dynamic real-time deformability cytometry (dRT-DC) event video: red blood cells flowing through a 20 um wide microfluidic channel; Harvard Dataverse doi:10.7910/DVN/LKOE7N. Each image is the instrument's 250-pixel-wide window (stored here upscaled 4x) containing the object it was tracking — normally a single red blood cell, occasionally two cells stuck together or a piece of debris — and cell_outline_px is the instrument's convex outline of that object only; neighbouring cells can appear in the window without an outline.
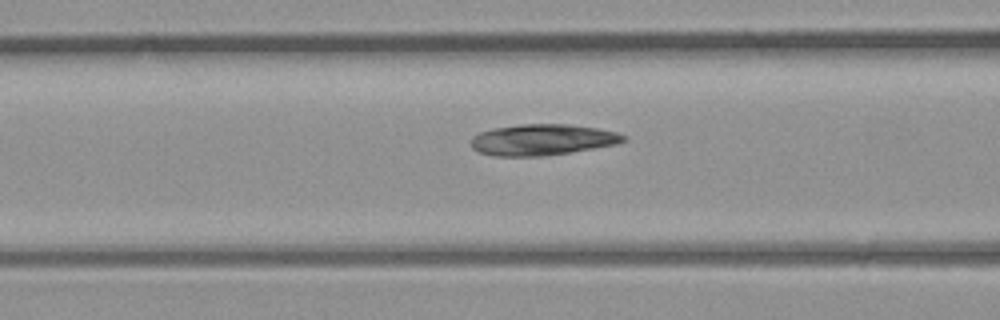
{"species": "common noctule bat (a hibernating species)", "species_latin": "Nyctalus noctula", "temperature_condition": "room temperature", "stored_images_in_passage": 20, "camera_frame_rate_fps": 3000, "um_per_image_px": 0.085, "animal": {"sex": "male", "body_mass_g": 23.1, "forearm_length_mm": 52.7}, "frame": {"image": 1, "passage_image": 4, "time_ms": 1.0, "image_size_px": [1000, 320], "cell_outline_px": [[628, 140], [616, 144], [572, 152], [544, 156], [492, 156], [480, 152], [472, 148], [472, 136], [480, 132], [496, 128], [520, 124], [568, 124], [596, 128], [616, 132], [624, 136]], "centroid_in_image_um": [46.1, 11.88], "position_along_channel_um": 120.5, "area_um2": 27.51}}
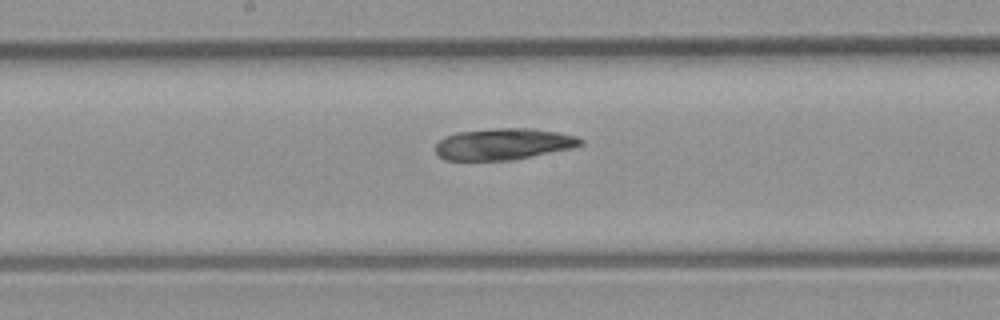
{"frame": {"image": 2, "passage_image": 9, "time_ms": 2.667, "image_size_px": [1000, 320], "cell_outline_px": [[584, 144], [572, 148], [512, 160], [444, 160], [436, 152], [436, 144], [444, 136], [456, 132], [492, 128], [532, 128], [556, 132], [576, 136], [584, 140]], "centroid_in_image_um": [42.79, 12.24], "position_along_channel_um": 205.4, "area_um2": 26.65}}
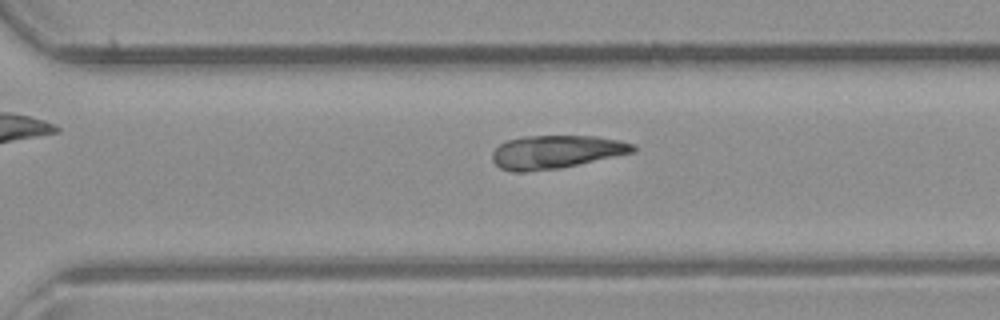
{"frame": {"image": 3, "passage_image": 16, "time_ms": 5.0, "image_size_px": [1000, 320], "cell_outline_px": [[636, 152], [560, 168], [524, 172], [512, 172], [500, 168], [492, 160], [492, 152], [500, 144], [508, 140], [524, 136], [596, 136], [620, 140], [636, 144]], "centroid_in_image_um": [47.29, 12.91], "position_along_channel_um": 323.3, "area_um2": 27.4}}